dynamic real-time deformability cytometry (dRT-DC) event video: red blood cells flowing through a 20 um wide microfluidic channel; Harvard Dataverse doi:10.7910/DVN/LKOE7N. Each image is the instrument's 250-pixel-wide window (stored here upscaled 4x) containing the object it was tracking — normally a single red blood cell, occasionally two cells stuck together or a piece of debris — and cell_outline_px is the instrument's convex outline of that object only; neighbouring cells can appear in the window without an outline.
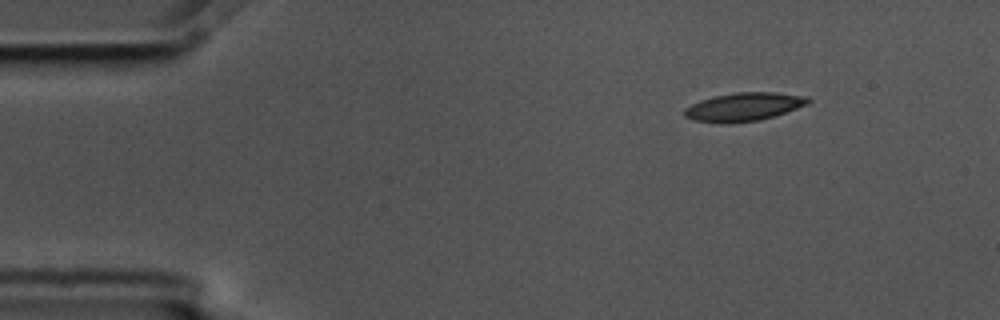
{"species": "common noctule bat (a hibernating species)", "species_latin": "Nyctalus noctula", "temperature_condition": "cold", "stored_images_in_passage": 6, "segment_of_instrument_passage": [2, 2], "camera_frame_rate_fps": 3000, "um_per_image_px": 0.085, "animal": {"sex": "male", "body_mass_g": 17.5, "forearm_length_mm": 52.3}, "frame": {"image": 1, "passage_image": 6, "time_ms": 1.667, "image_size_px": [1000, 320], "cell_outline_px": [[812, 100], [808, 104], [760, 120], [692, 120], [684, 116], [684, 108], [700, 100], [716, 96], [736, 92], [776, 92], [808, 96]], "centroid_in_image_um": [63.29, 9.02], "position_along_channel_um": 21.7, "area_um2": 19.48}}